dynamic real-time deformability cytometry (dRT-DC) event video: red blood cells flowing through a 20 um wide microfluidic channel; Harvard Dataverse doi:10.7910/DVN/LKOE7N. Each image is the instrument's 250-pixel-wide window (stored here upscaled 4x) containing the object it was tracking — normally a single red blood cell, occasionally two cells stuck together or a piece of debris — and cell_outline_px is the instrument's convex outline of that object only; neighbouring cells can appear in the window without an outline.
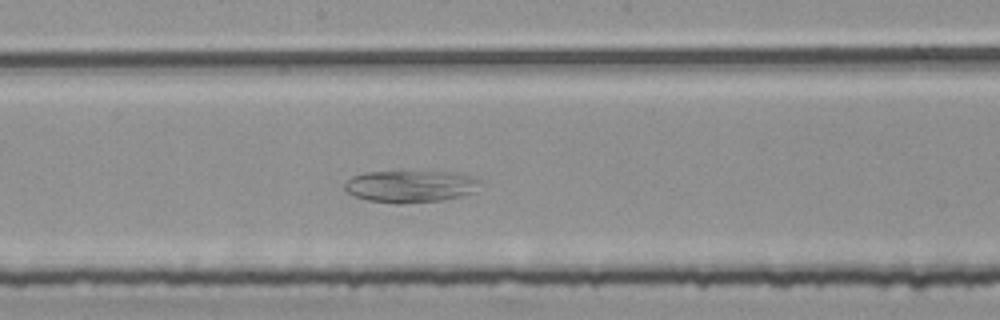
{"species": "common noctule bat (a hibernating species)", "species_latin": "Nyctalus noctula", "temperature_condition": "room temperature", "stored_images_in_passage": 47, "camera_frame_rate_fps": 3000, "um_per_image_px": 0.085, "animal": {"sex": "female", "body_mass_g": 25.1}, "frame": {"image": 1, "passage_image": 27, "time_ms": 8.667, "image_size_px": [1000, 320], "cell_outline_px": [[480, 180], [476, 192], [460, 196], [440, 200], [400, 204], [396, 204], [368, 200], [356, 196], [348, 192], [344, 188], [344, 184], [352, 176], [364, 172], [448, 172], [468, 176]], "centroid_in_image_um": [34.86, 15.85], "position_along_channel_um": 213.3, "area_um2": 24.97}}
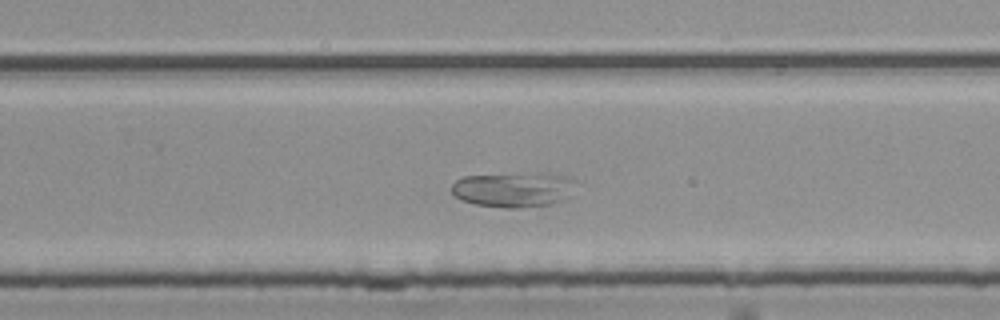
{"frame": {"image": 2, "passage_image": 33, "time_ms": 10.667, "image_size_px": [1000, 320], "cell_outline_px": [[572, 180], [564, 200], [552, 204], [520, 208], [504, 208], [476, 204], [460, 200], [452, 192], [452, 184], [456, 180], [464, 176], [536, 172], [564, 176]], "centroid_in_image_um": [43.54, 16.11], "position_along_channel_um": 286.3, "area_um2": 24.97}}
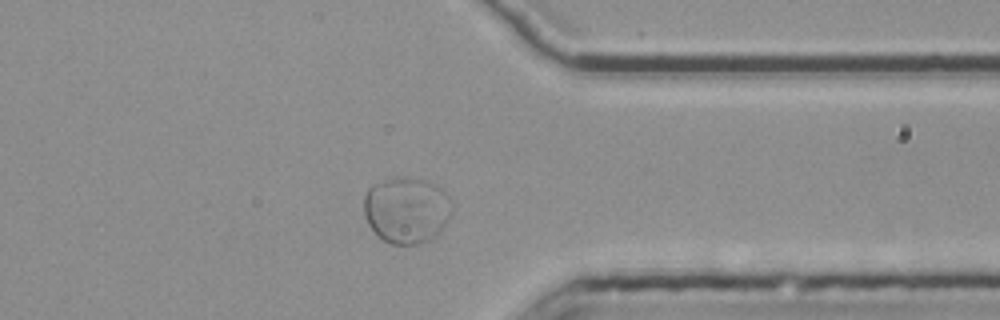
{"frame": {"image": 3, "passage_image": 41, "time_ms": 13.333, "image_size_px": [1000, 320], "cell_outline_px": [[452, 212], [444, 228], [440, 232], [428, 240], [416, 244], [392, 244], [384, 240], [368, 224], [364, 216], [364, 196], [368, 188], [372, 184], [384, 180], [404, 176], [408, 176], [428, 180], [436, 184], [452, 200]], "centroid_in_image_um": [34.57, 17.82], "position_along_channel_um": 376.8, "area_um2": 34.33}}